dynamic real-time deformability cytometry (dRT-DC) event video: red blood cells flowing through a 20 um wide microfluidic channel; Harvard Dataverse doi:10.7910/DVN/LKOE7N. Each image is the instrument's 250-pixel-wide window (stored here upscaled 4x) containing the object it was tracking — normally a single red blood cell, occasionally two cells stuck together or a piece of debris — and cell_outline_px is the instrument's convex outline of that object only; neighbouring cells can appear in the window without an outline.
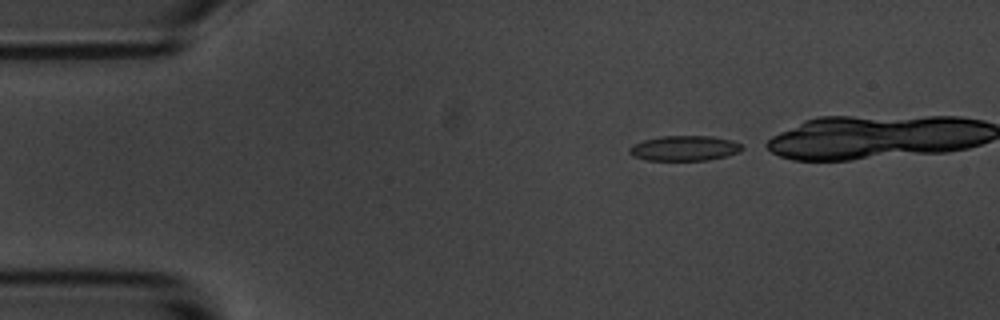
{"species": "common noctule bat (a hibernating species)", "species_latin": "Nyctalus noctula", "temperature_condition": "room temperature", "stored_images_in_passage": 3, "camera_frame_rate_fps": 3000, "um_per_image_px": 0.085, "animal": {"sex": "male", "body_mass_g": 20.1, "forearm_length_mm": 53.5}, "frame": {"image": 1, "passage_image": 1, "time_ms": 0.0, "image_size_px": [1000, 320], "cell_outline_px": [[744, 148], [740, 152], [708, 160], [644, 160], [632, 156], [628, 152], [628, 148], [644, 140], [660, 136], [712, 136], [732, 140], [744, 144]], "centroid_in_image_um": [58.2, 12.6], "position_along_channel_um": 26.8, "area_um2": 16.59}}